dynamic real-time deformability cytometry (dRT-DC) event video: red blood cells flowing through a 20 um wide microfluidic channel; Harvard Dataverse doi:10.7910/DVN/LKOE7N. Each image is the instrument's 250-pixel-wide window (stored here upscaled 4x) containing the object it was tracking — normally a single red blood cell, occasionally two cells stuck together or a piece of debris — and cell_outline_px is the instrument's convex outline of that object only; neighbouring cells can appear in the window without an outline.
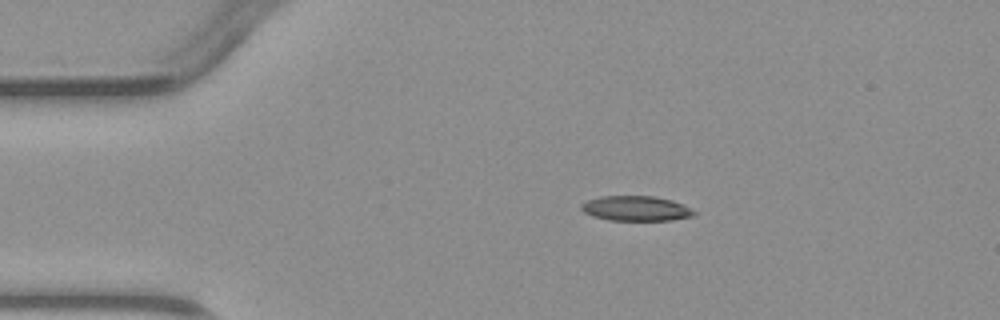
{"species": "common noctule bat (a hibernating species)", "species_latin": "Nyctalus noctula", "temperature_condition": "warm", "stored_images_in_passage": 2, "camera_frame_rate_fps": 3000, "um_per_image_px": 0.085, "animal": {"sex": "male", "body_mass_g": 23.1, "forearm_length_mm": 52.7}, "frame": {"image": 1, "passage_image": 1, "time_ms": 0.0, "image_size_px": [1000, 320], "cell_outline_px": [[696, 212], [692, 216], [672, 220], [608, 220], [592, 216], [584, 212], [580, 208], [580, 204], [588, 200], [600, 196], [652, 196], [672, 200], [684, 204]], "centroid_in_image_um": [54.04, 17.71], "position_along_channel_um": 31.0, "area_um2": 16.42}}